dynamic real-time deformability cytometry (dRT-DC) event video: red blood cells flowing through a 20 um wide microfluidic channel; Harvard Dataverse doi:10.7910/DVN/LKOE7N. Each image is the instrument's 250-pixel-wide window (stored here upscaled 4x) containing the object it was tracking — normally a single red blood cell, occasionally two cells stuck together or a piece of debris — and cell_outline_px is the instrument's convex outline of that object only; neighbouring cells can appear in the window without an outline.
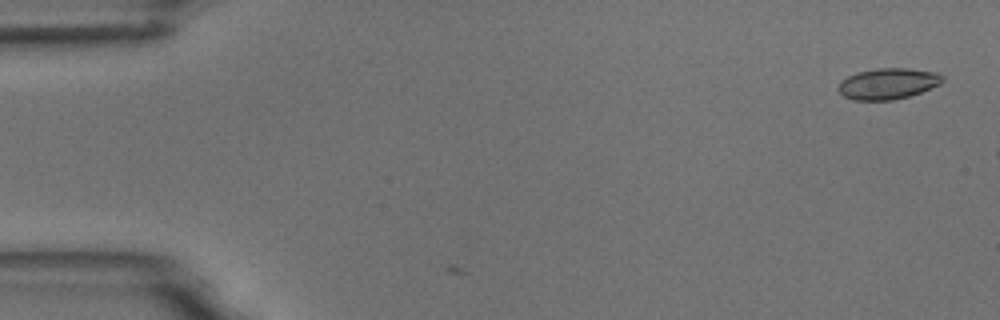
{"species": "common noctule bat (a hibernating species)", "species_latin": "Nyctalus noctula", "temperature_condition": "room temperature", "stored_images_in_passage": 2, "camera_frame_rate_fps": 3000, "um_per_image_px": 0.085, "animal": {"sex": "male", "body_mass_g": 18.8}, "frame": {"image": 1, "passage_image": 1, "time_ms": 0.0, "image_size_px": [1000, 320], "cell_outline_px": [[944, 80], [940, 84], [920, 92], [908, 96], [892, 100], [852, 100], [844, 96], [836, 88], [840, 80], [856, 72], [876, 68], [908, 68], [936, 72], [944, 76]], "centroid_in_image_um": [75.44, 7.1], "position_along_channel_um": 9.6, "area_um2": 18.96}}